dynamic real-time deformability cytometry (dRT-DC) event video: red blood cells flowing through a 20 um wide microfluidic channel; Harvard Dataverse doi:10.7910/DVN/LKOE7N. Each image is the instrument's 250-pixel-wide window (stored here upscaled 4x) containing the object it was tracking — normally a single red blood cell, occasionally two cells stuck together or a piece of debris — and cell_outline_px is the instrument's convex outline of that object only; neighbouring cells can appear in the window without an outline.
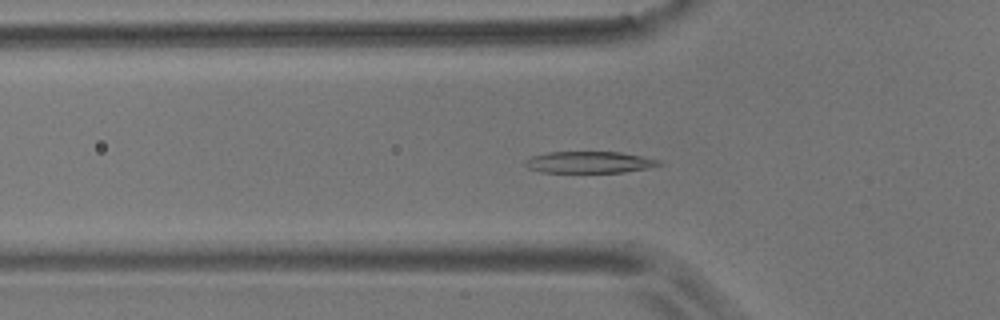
{"species": "common noctule bat (a hibernating species)", "species_latin": "Nyctalus noctula", "temperature_condition": "room temperature", "stored_images_in_passage": 41, "camera_frame_rate_fps": 3000, "um_per_image_px": 0.085, "animal": {"sex": "male", "body_mass_g": 17.9}, "frame": {"image": 1, "passage_image": 3, "time_ms": 0.667, "image_size_px": [1000, 320], "cell_outline_px": [[664, 164], [648, 168], [624, 172], [540, 172], [528, 168], [524, 164], [532, 156], [548, 152], [620, 152], [660, 160]], "centroid_in_image_um": [50.12, 13.79], "position_along_channel_um": 75.7, "area_um2": 16.7}}
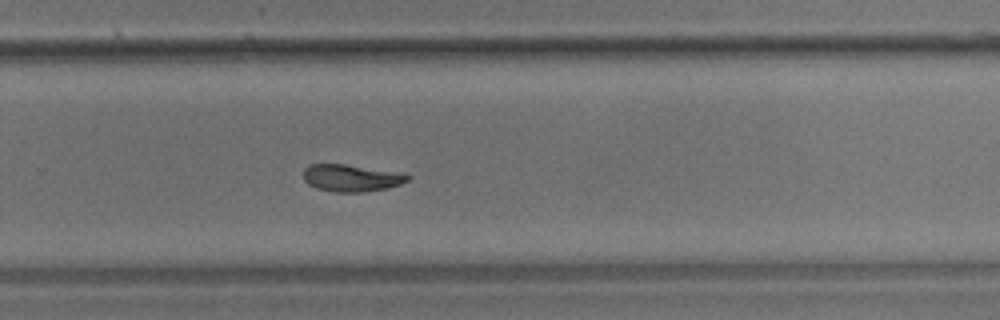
{"frame": {"image": 2, "passage_image": 22, "time_ms": 7.0, "image_size_px": [1000, 320], "cell_outline_px": [[412, 176], [408, 180], [400, 184], [388, 188], [364, 192], [332, 192], [316, 188], [308, 184], [304, 180], [304, 168], [308, 164], [344, 164], [404, 172]], "centroid_in_image_um": [29.89, 15.12], "position_along_channel_um": 299.9, "area_um2": 16.76}}
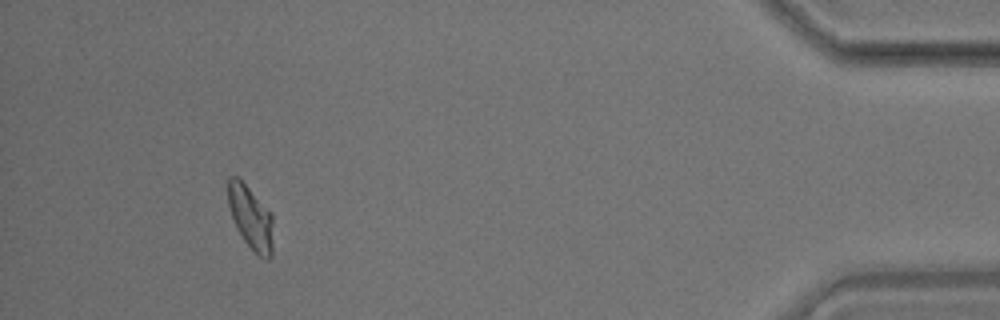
{"frame": {"image": 3, "passage_image": 37, "time_ms": 12.0, "image_size_px": [1000, 320], "cell_outline_px": [[272, 256], [268, 260], [260, 256], [244, 240], [232, 216], [228, 204], [228, 176], [236, 176], [272, 212]], "centroid_in_image_um": [21.33, 18.48], "position_along_channel_um": 413.9, "area_um2": 16.24}, "authors_computed_cell_mechanics": {"area_um2": 16.7042, "velocity_mm_per_s": 3.5409, "shape_relaxation_time_tau1_ms": 5.6, "shape_relaxation_time_tau2_ms": 3.7074, "deformation_change_tau1": 0.1845, "deformation_change_tau2": 0.0989}}